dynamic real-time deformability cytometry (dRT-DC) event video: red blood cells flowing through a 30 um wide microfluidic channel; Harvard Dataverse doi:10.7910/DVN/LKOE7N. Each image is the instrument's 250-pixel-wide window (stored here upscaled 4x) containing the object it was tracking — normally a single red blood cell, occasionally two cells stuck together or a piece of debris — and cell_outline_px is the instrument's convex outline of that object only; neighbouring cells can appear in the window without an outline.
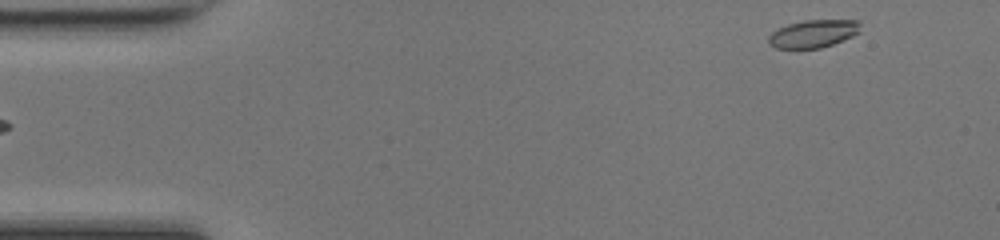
{"species": "common noctule bat (a hibernating species)", "species_latin": "Nyctalus noctula", "temperature_condition": "room temperature", "stored_images_in_passage": 10, "camera_frame_rate_fps": 3000, "um_per_image_px": 0.085, "animal": {"sex": "female", "body_mass_g": 17.0, "forearm_length_mm": 48.0}, "frame": {"image": 1, "passage_image": 2, "time_ms": 0.333, "image_size_px": [1000, 240], "cell_outline_px": [[860, 32], [852, 36], [832, 44], [820, 48], [776, 48], [768, 44], [768, 36], [776, 28], [788, 24], [804, 20], [860, 20]], "centroid_in_image_um": [69.11, 2.85], "position_along_channel_um": 15.9, "area_um2": 14.91}}